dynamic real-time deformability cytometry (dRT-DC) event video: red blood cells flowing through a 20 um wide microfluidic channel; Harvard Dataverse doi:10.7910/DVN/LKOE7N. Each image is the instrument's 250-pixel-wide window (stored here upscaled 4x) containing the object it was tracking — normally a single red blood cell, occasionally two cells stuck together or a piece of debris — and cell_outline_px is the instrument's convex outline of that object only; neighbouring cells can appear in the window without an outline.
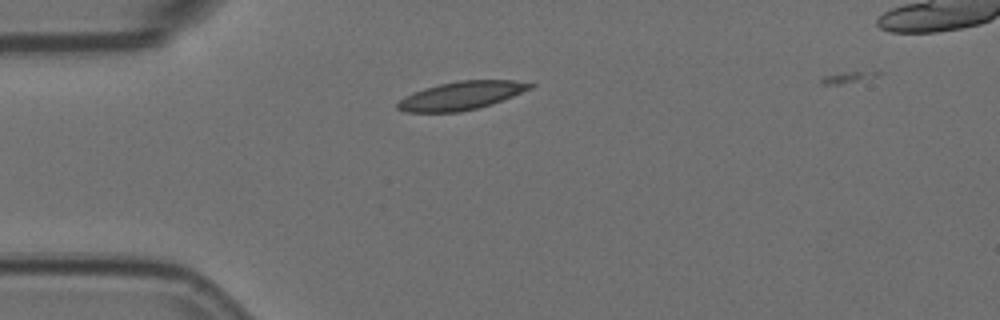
{"species": "Egyptian fruit bat (a non-hibernating species)", "species_latin": "Rousettus aegyptiacus", "temperature_condition": "room temperature", "stored_images_in_passage": 2, "camera_frame_rate_fps": 3000, "um_per_image_px": 0.085, "animal": {"sex": "female"}, "frame": {"image": 1, "passage_image": 1, "time_ms": 0.0, "image_size_px": [1000, 320], "cell_outline_px": [[536, 84], [532, 88], [492, 104], [460, 112], [408, 112], [396, 108], [396, 104], [404, 96], [412, 92], [424, 88], [440, 84], [460, 80], [516, 80]], "centroid_in_image_um": [39.2, 8.12], "position_along_channel_um": 45.8, "area_um2": 21.79}}